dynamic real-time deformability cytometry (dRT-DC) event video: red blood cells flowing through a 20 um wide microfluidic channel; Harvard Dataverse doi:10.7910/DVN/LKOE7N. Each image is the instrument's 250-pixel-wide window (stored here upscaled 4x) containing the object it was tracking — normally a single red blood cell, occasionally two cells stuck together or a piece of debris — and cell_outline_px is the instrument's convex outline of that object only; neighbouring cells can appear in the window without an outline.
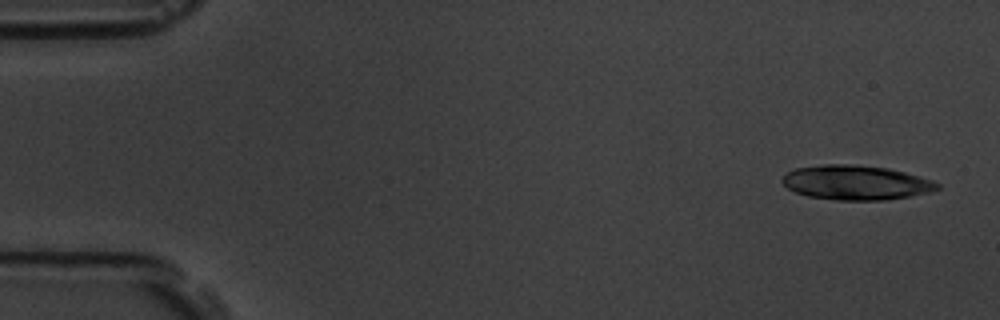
{"species": "common noctule bat (a hibernating species)", "species_latin": "Nyctalus noctula", "temperature_condition": "room temperature", "stored_images_in_passage": 5, "camera_frame_rate_fps": 3000, "um_per_image_px": 0.085, "animal": {"sex": "male", "body_mass_g": 19.5, "forearm_length_mm": 54.6}, "frame": {"image": 1, "passage_image": 1, "time_ms": 0.0, "image_size_px": [1000, 320], "cell_outline_px": [[940, 188], [928, 192], [888, 200], [836, 200], [808, 196], [796, 192], [788, 188], [780, 180], [788, 172], [796, 168], [824, 164], [856, 164], [888, 168], [904, 172], [932, 180], [940, 184]], "centroid_in_image_um": [72.75, 15.51], "position_along_channel_um": 12.3, "area_um2": 31.1}}